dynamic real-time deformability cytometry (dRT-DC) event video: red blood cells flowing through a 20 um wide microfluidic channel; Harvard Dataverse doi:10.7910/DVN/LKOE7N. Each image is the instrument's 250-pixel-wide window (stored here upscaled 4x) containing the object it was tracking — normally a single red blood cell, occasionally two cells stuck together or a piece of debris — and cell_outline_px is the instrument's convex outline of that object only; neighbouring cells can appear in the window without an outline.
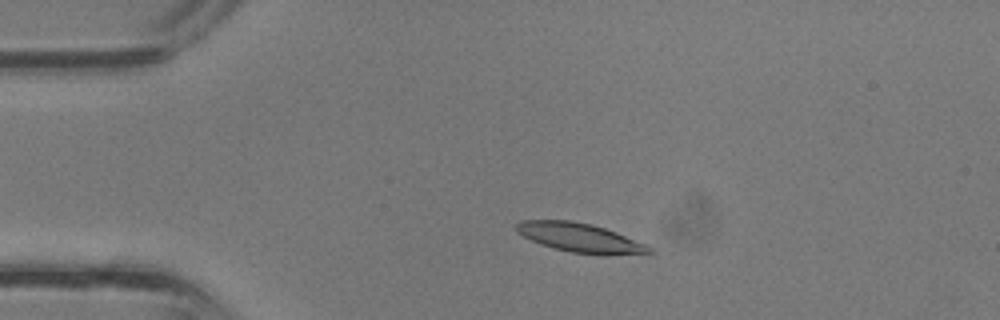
{"species": "common noctule bat (a hibernating species)", "species_latin": "Nyctalus noctula", "temperature_condition": "room temperature", "stored_images_in_passage": 31, "camera_frame_rate_fps": 3000, "um_per_image_px": 0.085, "animal": {"sex": "male", "body_mass_g": 13.3}, "frame": {"image": 1, "passage_image": 2, "time_ms": 0.333, "image_size_px": [1000, 320], "cell_outline_px": [[656, 252], [572, 252], [540, 244], [516, 232], [516, 224], [520, 220], [572, 220], [592, 224], [616, 232], [644, 244], [652, 248]], "centroid_in_image_um": [49.15, 20.13], "position_along_channel_um": 35.8, "area_um2": 21.27}}
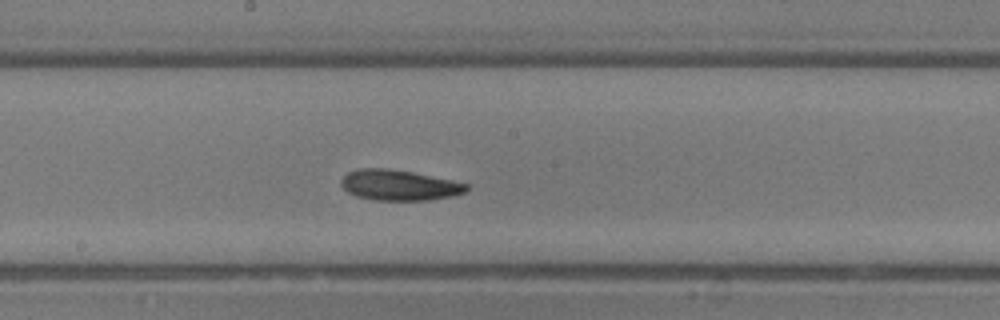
{"frame": {"image": 2, "passage_image": 14, "time_ms": 4.333, "image_size_px": [1000, 320], "cell_outline_px": [[468, 188], [464, 192], [452, 196], [428, 200], [376, 200], [356, 196], [348, 192], [340, 184], [340, 180], [348, 172], [356, 168], [388, 168], [412, 172], [452, 180], [468, 184]], "centroid_in_image_um": [33.89, 15.73], "position_along_channel_um": 214.3, "area_um2": 22.25}}
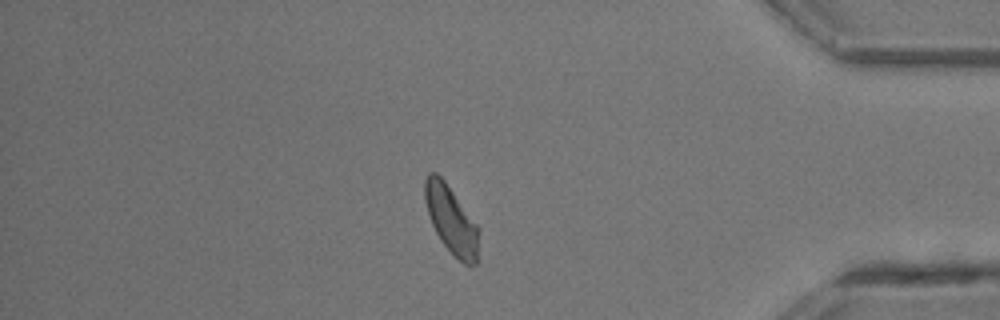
{"frame": {"image": 3, "passage_image": 26, "time_ms": 8.333, "image_size_px": [1000, 320], "cell_outline_px": [[480, 232], [476, 264], [472, 268], [468, 268], [440, 240], [432, 224], [424, 200], [424, 180], [428, 172], [436, 172], [444, 180], [480, 228]], "centroid_in_image_um": [38.37, 18.7], "position_along_channel_um": 396.8, "area_um2": 21.39}}